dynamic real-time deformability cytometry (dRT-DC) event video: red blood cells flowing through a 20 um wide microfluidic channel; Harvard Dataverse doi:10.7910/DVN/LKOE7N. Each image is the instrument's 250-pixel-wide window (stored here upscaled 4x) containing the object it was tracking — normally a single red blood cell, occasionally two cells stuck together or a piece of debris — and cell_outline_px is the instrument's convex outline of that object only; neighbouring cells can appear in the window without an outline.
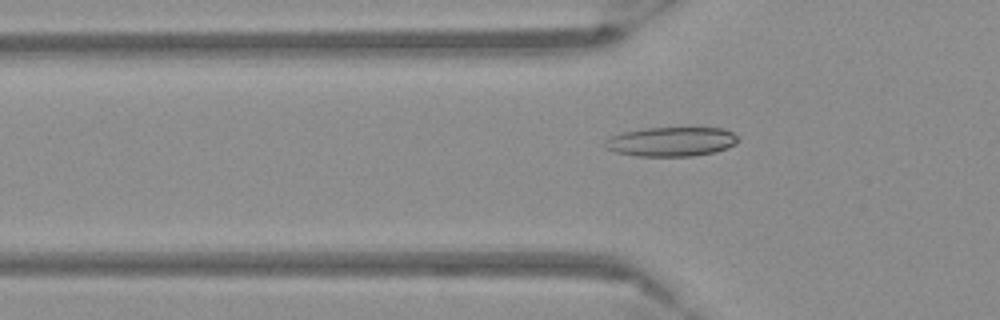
{"species": "Egyptian fruit bat (a non-hibernating species)", "species_latin": "Rousettus aegyptiacus", "temperature_condition": "warm", "stored_images_in_passage": 54, "camera_frame_rate_fps": 3000, "um_per_image_px": 0.085, "frame": {"image": 1, "passage_image": 18, "time_ms": 5.667, "image_size_px": [1000, 320], "cell_outline_px": [[740, 140], [736, 144], [728, 148], [716, 152], [692, 156], [636, 156], [616, 152], [604, 148], [604, 140], [620, 132], [648, 128], [724, 128], [740, 136]], "centroid_in_image_um": [57.09, 12.04], "position_along_channel_um": 68.7, "area_um2": 23.06}}
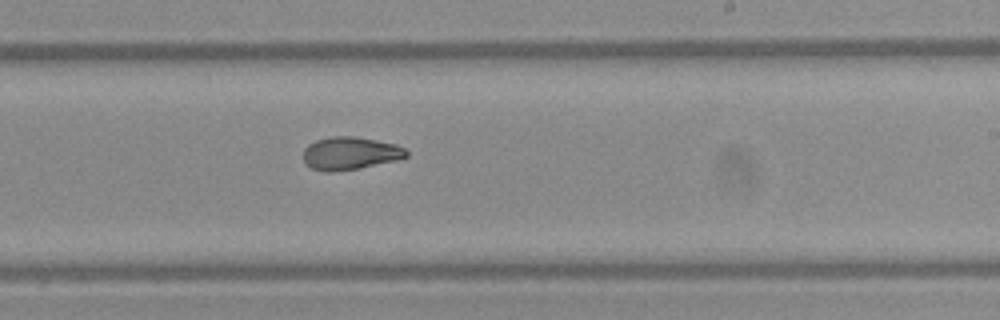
{"frame": {"image": 2, "passage_image": 33, "time_ms": 10.667, "image_size_px": [1000, 320], "cell_outline_px": [[408, 156], [400, 160], [360, 168], [332, 172], [324, 172], [312, 168], [304, 160], [304, 148], [308, 144], [316, 140], [332, 136], [356, 136], [396, 144], [404, 148], [408, 152]], "centroid_in_image_um": [29.79, 13.03], "position_along_channel_um": 259.2, "area_um2": 19.88}}
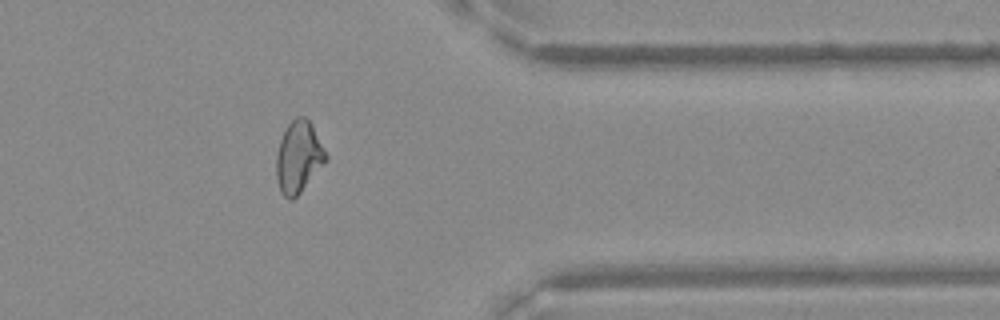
{"frame": {"image": 3, "passage_image": 44, "time_ms": 14.333, "image_size_px": [1000, 320], "cell_outline_px": [[328, 160], [300, 192], [292, 200], [288, 200], [280, 192], [276, 176], [276, 156], [280, 140], [284, 128], [296, 116], [304, 116], [312, 124], [328, 156]], "centroid_in_image_um": [25.37, 13.34], "position_along_channel_um": 386.0, "area_um2": 20.81}}